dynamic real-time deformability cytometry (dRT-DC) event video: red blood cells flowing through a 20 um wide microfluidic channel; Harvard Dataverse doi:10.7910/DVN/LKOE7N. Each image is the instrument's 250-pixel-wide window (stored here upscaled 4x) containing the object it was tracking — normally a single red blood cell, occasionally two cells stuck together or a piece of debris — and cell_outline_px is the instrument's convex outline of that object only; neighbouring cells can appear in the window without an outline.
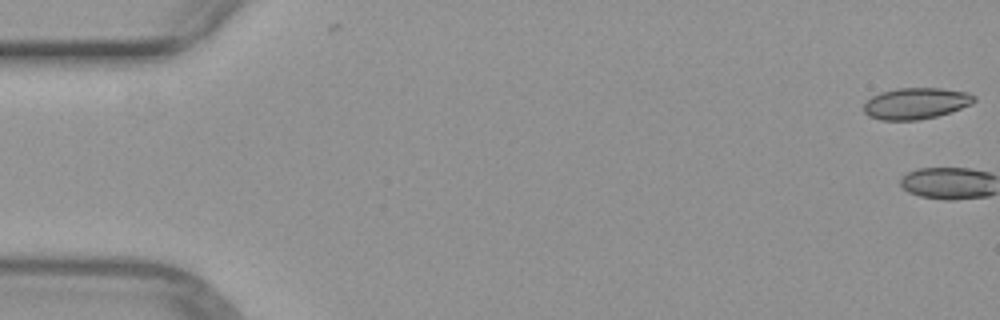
{"species": "common noctule bat (a hibernating species)", "species_latin": "Nyctalus noctula", "temperature_condition": "warm", "stored_images_in_passage": 2, "camera_frame_rate_fps": 3000, "um_per_image_px": 0.085, "animal": {"sex": "female", "body_mass_g": 29.2, "forearm_length_mm": 56.3}, "frame": {"image": 1, "passage_image": 1, "time_ms": 0.0, "image_size_px": [1000, 320], "cell_outline_px": [[976, 100], [972, 104], [952, 112], [936, 116], [916, 120], [880, 120], [868, 116], [864, 112], [864, 104], [872, 96], [880, 92], [900, 88], [940, 88], [968, 92], [976, 96]], "centroid_in_image_um": [77.87, 8.79], "position_along_channel_um": 7.1, "area_um2": 20.23}}